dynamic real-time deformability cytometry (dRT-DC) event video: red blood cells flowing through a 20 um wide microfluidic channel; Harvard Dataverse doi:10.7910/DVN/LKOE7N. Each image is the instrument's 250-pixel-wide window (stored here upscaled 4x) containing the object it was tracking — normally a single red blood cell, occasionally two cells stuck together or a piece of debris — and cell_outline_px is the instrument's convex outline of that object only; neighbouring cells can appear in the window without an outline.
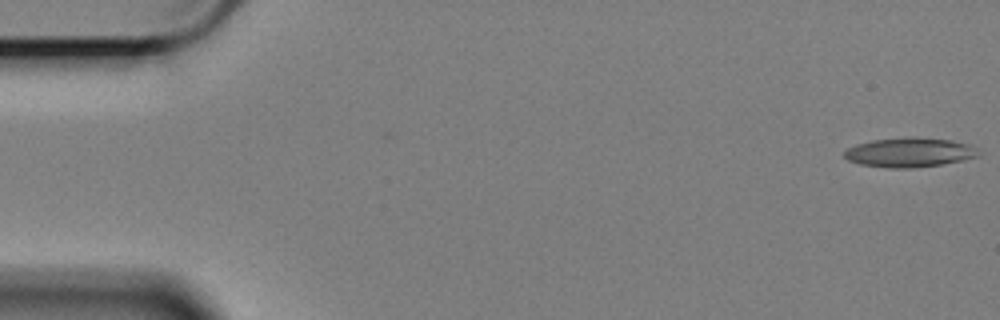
{"species": "Egyptian fruit bat (a non-hibernating species)", "species_latin": "Rousettus aegyptiacus", "temperature_condition": "cold", "stored_images_in_passage": 17, "camera_frame_rate_fps": 3000, "um_per_image_px": 0.085, "animal": {"sex": "female"}, "frame": {"image": 1, "passage_image": 1, "time_ms": 0.0, "image_size_px": [1000, 320], "cell_outline_px": [[976, 156], [960, 160], [940, 164], [912, 168], [888, 168], [860, 164], [848, 160], [844, 156], [844, 152], [848, 148], [856, 144], [872, 140], [908, 136], [916, 136], [952, 140], [968, 144], [976, 148]], "centroid_in_image_um": [77.24, 12.93], "position_along_channel_um": 7.8, "area_um2": 22.89}}
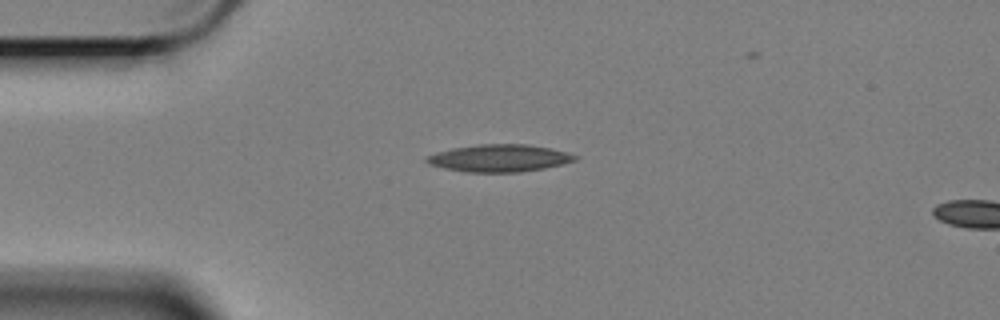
{"frame": {"image": 2, "passage_image": 14, "time_ms": 4.333, "image_size_px": [1000, 320], "cell_outline_px": [[580, 156], [576, 160], [544, 168], [520, 172], [468, 172], [444, 168], [428, 164], [424, 160], [428, 156], [440, 152], [456, 148], [480, 144], [524, 144], [548, 148]], "centroid_in_image_um": [42.45, 13.45], "position_along_channel_um": 42.6, "area_um2": 23.12}}